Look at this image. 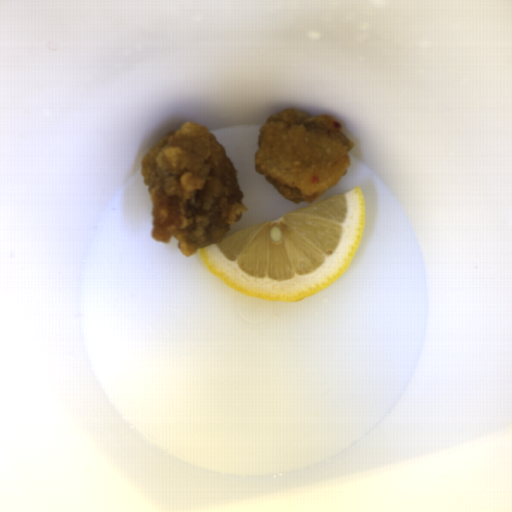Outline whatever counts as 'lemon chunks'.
Here are the masks:
<instances>
[{
    "instance_id": "1",
    "label": "lemon chunks",
    "mask_w": 512,
    "mask_h": 512,
    "mask_svg": "<svg viewBox=\"0 0 512 512\" xmlns=\"http://www.w3.org/2000/svg\"><path fill=\"white\" fill-rule=\"evenodd\" d=\"M366 202L358 185L303 209L226 233L199 250L207 269L247 296L298 302L333 283L364 237Z\"/></svg>"
}]
</instances>
